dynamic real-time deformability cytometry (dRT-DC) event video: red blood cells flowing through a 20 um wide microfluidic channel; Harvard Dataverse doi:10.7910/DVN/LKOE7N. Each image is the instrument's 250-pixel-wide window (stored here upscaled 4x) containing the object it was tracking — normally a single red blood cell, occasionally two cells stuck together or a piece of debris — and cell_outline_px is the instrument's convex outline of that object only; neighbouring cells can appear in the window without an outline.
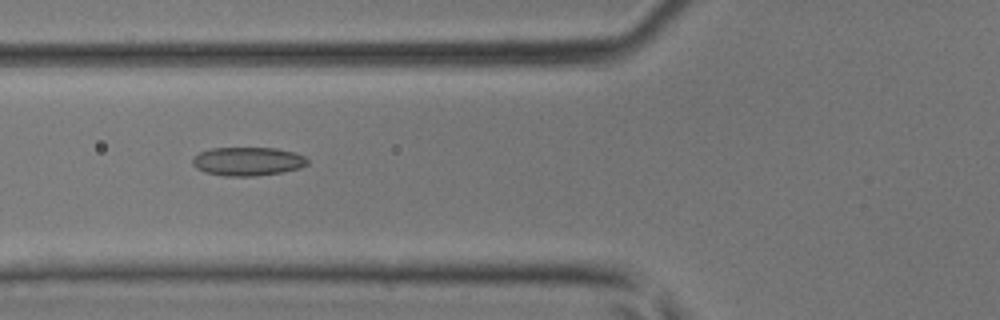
{"species": "common noctule bat (a hibernating species)", "species_latin": "Nyctalus noctula", "temperature_condition": "room temperature", "stored_images_in_passage": 44, "camera_frame_rate_fps": 3000, "um_per_image_px": 0.085, "animal": {"sex": "male", "body_mass_g": 17.9, "forearm_length_mm": 54.2}, "frame": {"image": 1, "passage_image": 17, "time_ms": 5.333, "image_size_px": [1000, 320], "cell_outline_px": [[308, 164], [300, 168], [280, 172], [252, 176], [224, 176], [204, 172], [196, 168], [192, 164], [192, 160], [200, 152], [212, 148], [276, 148], [292, 152], [304, 156], [308, 160]], "centroid_in_image_um": [21.04, 13.72], "position_along_channel_um": 104.8, "area_um2": 19.02}}
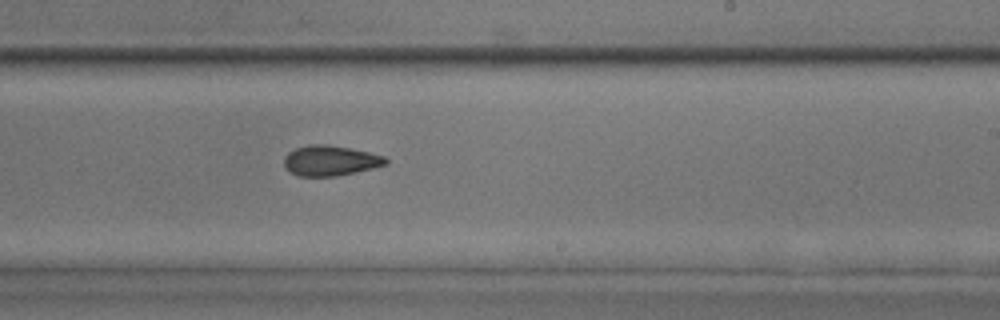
{"frame": {"image": 2, "passage_image": 27, "time_ms": 8.667, "image_size_px": [1000, 320], "cell_outline_px": [[388, 164], [356, 172], [336, 176], [300, 176], [284, 168], [284, 156], [288, 152], [296, 148], [308, 144], [328, 144], [368, 152], [384, 156], [388, 160]], "centroid_in_image_um": [28.06, 13.65], "position_along_channel_um": 260.9, "area_um2": 17.92}}
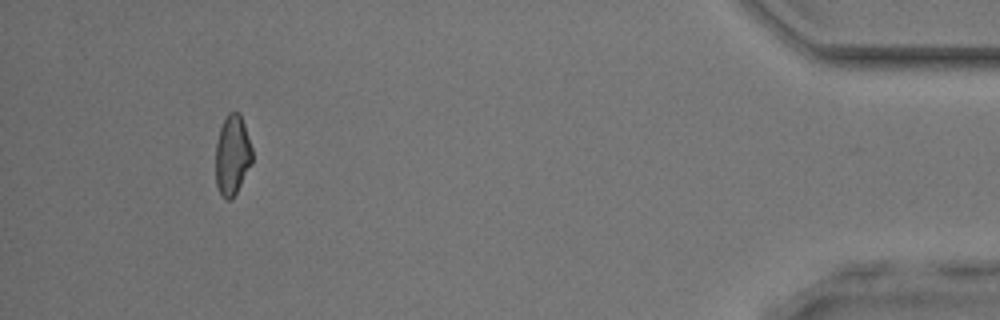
{"frame": {"image": 3, "passage_image": 41, "time_ms": 13.333, "image_size_px": [1000, 320], "cell_outline_px": [[252, 164], [232, 200], [224, 200], [216, 184], [216, 144], [220, 128], [228, 112], [240, 112], [252, 148]], "centroid_in_image_um": [19.75, 13.2], "position_along_channel_um": 415.4, "area_um2": 17.11}}